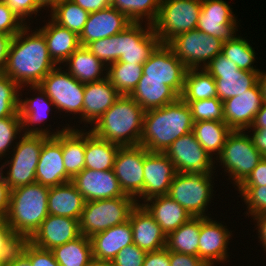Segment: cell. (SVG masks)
<instances>
[{
    "label": "cell",
    "mask_w": 266,
    "mask_h": 266,
    "mask_svg": "<svg viewBox=\"0 0 266 266\" xmlns=\"http://www.w3.org/2000/svg\"><path fill=\"white\" fill-rule=\"evenodd\" d=\"M29 29L27 24L12 38L3 71L20 88L39 85L57 66L49 56L44 35L38 29Z\"/></svg>",
    "instance_id": "1"
},
{
    "label": "cell",
    "mask_w": 266,
    "mask_h": 266,
    "mask_svg": "<svg viewBox=\"0 0 266 266\" xmlns=\"http://www.w3.org/2000/svg\"><path fill=\"white\" fill-rule=\"evenodd\" d=\"M190 107L180 97L163 107L145 111L140 145L151 152H165L180 136L193 130Z\"/></svg>",
    "instance_id": "2"
},
{
    "label": "cell",
    "mask_w": 266,
    "mask_h": 266,
    "mask_svg": "<svg viewBox=\"0 0 266 266\" xmlns=\"http://www.w3.org/2000/svg\"><path fill=\"white\" fill-rule=\"evenodd\" d=\"M144 114L145 110L133 98L121 95L90 131L120 146L140 145Z\"/></svg>",
    "instance_id": "3"
},
{
    "label": "cell",
    "mask_w": 266,
    "mask_h": 266,
    "mask_svg": "<svg viewBox=\"0 0 266 266\" xmlns=\"http://www.w3.org/2000/svg\"><path fill=\"white\" fill-rule=\"evenodd\" d=\"M48 192L37 182L11 190L6 220L21 240H29L49 215Z\"/></svg>",
    "instance_id": "4"
},
{
    "label": "cell",
    "mask_w": 266,
    "mask_h": 266,
    "mask_svg": "<svg viewBox=\"0 0 266 266\" xmlns=\"http://www.w3.org/2000/svg\"><path fill=\"white\" fill-rule=\"evenodd\" d=\"M136 206V199L129 195L85 201L79 219L80 233L90 238L110 227L125 223Z\"/></svg>",
    "instance_id": "5"
},
{
    "label": "cell",
    "mask_w": 266,
    "mask_h": 266,
    "mask_svg": "<svg viewBox=\"0 0 266 266\" xmlns=\"http://www.w3.org/2000/svg\"><path fill=\"white\" fill-rule=\"evenodd\" d=\"M42 134H22L21 139L11 148L13 154L5 161L0 172L7 166L9 170L4 177L11 190L36 182V169L44 141L48 138Z\"/></svg>",
    "instance_id": "6"
},
{
    "label": "cell",
    "mask_w": 266,
    "mask_h": 266,
    "mask_svg": "<svg viewBox=\"0 0 266 266\" xmlns=\"http://www.w3.org/2000/svg\"><path fill=\"white\" fill-rule=\"evenodd\" d=\"M202 0H161L156 21L152 24L162 44L177 35L197 29Z\"/></svg>",
    "instance_id": "7"
},
{
    "label": "cell",
    "mask_w": 266,
    "mask_h": 266,
    "mask_svg": "<svg viewBox=\"0 0 266 266\" xmlns=\"http://www.w3.org/2000/svg\"><path fill=\"white\" fill-rule=\"evenodd\" d=\"M246 133V134H245ZM219 158L225 172L237 188L248 178L252 170L264 158L254 147L247 132L233 130L227 137ZM220 160V161H219Z\"/></svg>",
    "instance_id": "8"
},
{
    "label": "cell",
    "mask_w": 266,
    "mask_h": 266,
    "mask_svg": "<svg viewBox=\"0 0 266 266\" xmlns=\"http://www.w3.org/2000/svg\"><path fill=\"white\" fill-rule=\"evenodd\" d=\"M213 172L178 173L171 182L168 195L184 207L192 217L206 216L209 202L213 197ZM207 208V209H206Z\"/></svg>",
    "instance_id": "9"
},
{
    "label": "cell",
    "mask_w": 266,
    "mask_h": 266,
    "mask_svg": "<svg viewBox=\"0 0 266 266\" xmlns=\"http://www.w3.org/2000/svg\"><path fill=\"white\" fill-rule=\"evenodd\" d=\"M168 45L188 69H201L222 53L223 41L193 29L177 35Z\"/></svg>",
    "instance_id": "10"
},
{
    "label": "cell",
    "mask_w": 266,
    "mask_h": 266,
    "mask_svg": "<svg viewBox=\"0 0 266 266\" xmlns=\"http://www.w3.org/2000/svg\"><path fill=\"white\" fill-rule=\"evenodd\" d=\"M60 67V68H59ZM63 67L56 66L41 81L39 86L54 103V109L82 115L85 84L78 81Z\"/></svg>",
    "instance_id": "11"
},
{
    "label": "cell",
    "mask_w": 266,
    "mask_h": 266,
    "mask_svg": "<svg viewBox=\"0 0 266 266\" xmlns=\"http://www.w3.org/2000/svg\"><path fill=\"white\" fill-rule=\"evenodd\" d=\"M141 24L142 22H132L123 31L115 34L116 62L144 64L161 43L152 24L145 22V28Z\"/></svg>",
    "instance_id": "12"
},
{
    "label": "cell",
    "mask_w": 266,
    "mask_h": 266,
    "mask_svg": "<svg viewBox=\"0 0 266 266\" xmlns=\"http://www.w3.org/2000/svg\"><path fill=\"white\" fill-rule=\"evenodd\" d=\"M148 150L142 145L120 146L114 161V173L125 195L144 202V157ZM137 196V197H136Z\"/></svg>",
    "instance_id": "13"
},
{
    "label": "cell",
    "mask_w": 266,
    "mask_h": 266,
    "mask_svg": "<svg viewBox=\"0 0 266 266\" xmlns=\"http://www.w3.org/2000/svg\"><path fill=\"white\" fill-rule=\"evenodd\" d=\"M204 69L215 79L217 98L222 102L252 88L258 82V73L239 69L223 53L212 59Z\"/></svg>",
    "instance_id": "14"
},
{
    "label": "cell",
    "mask_w": 266,
    "mask_h": 266,
    "mask_svg": "<svg viewBox=\"0 0 266 266\" xmlns=\"http://www.w3.org/2000/svg\"><path fill=\"white\" fill-rule=\"evenodd\" d=\"M187 70L172 48L168 44L160 43L143 64L141 79L162 80L181 96Z\"/></svg>",
    "instance_id": "15"
},
{
    "label": "cell",
    "mask_w": 266,
    "mask_h": 266,
    "mask_svg": "<svg viewBox=\"0 0 266 266\" xmlns=\"http://www.w3.org/2000/svg\"><path fill=\"white\" fill-rule=\"evenodd\" d=\"M164 153L178 173H215V160L196 140L193 132L180 136Z\"/></svg>",
    "instance_id": "16"
},
{
    "label": "cell",
    "mask_w": 266,
    "mask_h": 266,
    "mask_svg": "<svg viewBox=\"0 0 266 266\" xmlns=\"http://www.w3.org/2000/svg\"><path fill=\"white\" fill-rule=\"evenodd\" d=\"M238 21L232 8L224 0H202L197 29L223 42L233 38L238 31ZM237 30V31H236Z\"/></svg>",
    "instance_id": "17"
},
{
    "label": "cell",
    "mask_w": 266,
    "mask_h": 266,
    "mask_svg": "<svg viewBox=\"0 0 266 266\" xmlns=\"http://www.w3.org/2000/svg\"><path fill=\"white\" fill-rule=\"evenodd\" d=\"M66 173L63 152L62 133L49 136L43 143L36 169V182L47 187L71 181Z\"/></svg>",
    "instance_id": "18"
},
{
    "label": "cell",
    "mask_w": 266,
    "mask_h": 266,
    "mask_svg": "<svg viewBox=\"0 0 266 266\" xmlns=\"http://www.w3.org/2000/svg\"><path fill=\"white\" fill-rule=\"evenodd\" d=\"M263 103L261 90L257 82L241 95L223 101L224 122L232 130L248 131Z\"/></svg>",
    "instance_id": "19"
},
{
    "label": "cell",
    "mask_w": 266,
    "mask_h": 266,
    "mask_svg": "<svg viewBox=\"0 0 266 266\" xmlns=\"http://www.w3.org/2000/svg\"><path fill=\"white\" fill-rule=\"evenodd\" d=\"M71 182L85 201L125 196L113 169L96 171L84 168L71 179Z\"/></svg>",
    "instance_id": "20"
},
{
    "label": "cell",
    "mask_w": 266,
    "mask_h": 266,
    "mask_svg": "<svg viewBox=\"0 0 266 266\" xmlns=\"http://www.w3.org/2000/svg\"><path fill=\"white\" fill-rule=\"evenodd\" d=\"M211 217H201L198 257L208 266L225 262L228 258V245L232 232ZM216 262V263H215Z\"/></svg>",
    "instance_id": "21"
},
{
    "label": "cell",
    "mask_w": 266,
    "mask_h": 266,
    "mask_svg": "<svg viewBox=\"0 0 266 266\" xmlns=\"http://www.w3.org/2000/svg\"><path fill=\"white\" fill-rule=\"evenodd\" d=\"M26 87H29L30 91H36L35 94L38 92L39 96L37 95L30 99H21L22 97L19 98L18 113L20 119L22 120L23 134H42L47 136H56L60 133H63L66 129L69 128L70 125L68 124L67 127L65 126L61 130L56 129V132H51V130H48L49 128L45 129L44 127L43 129L42 127H35L36 124H42L44 120H47L51 110L50 108H53L54 103L50 100L45 91L39 85H26Z\"/></svg>",
    "instance_id": "22"
},
{
    "label": "cell",
    "mask_w": 266,
    "mask_h": 266,
    "mask_svg": "<svg viewBox=\"0 0 266 266\" xmlns=\"http://www.w3.org/2000/svg\"><path fill=\"white\" fill-rule=\"evenodd\" d=\"M177 171L164 152L148 151L144 157V201L168 195L170 185Z\"/></svg>",
    "instance_id": "23"
},
{
    "label": "cell",
    "mask_w": 266,
    "mask_h": 266,
    "mask_svg": "<svg viewBox=\"0 0 266 266\" xmlns=\"http://www.w3.org/2000/svg\"><path fill=\"white\" fill-rule=\"evenodd\" d=\"M80 235L78 219L49 214L29 241L39 248L52 250Z\"/></svg>",
    "instance_id": "24"
},
{
    "label": "cell",
    "mask_w": 266,
    "mask_h": 266,
    "mask_svg": "<svg viewBox=\"0 0 266 266\" xmlns=\"http://www.w3.org/2000/svg\"><path fill=\"white\" fill-rule=\"evenodd\" d=\"M132 21L113 7L89 13L83 31L79 35L80 46L111 37L123 31Z\"/></svg>",
    "instance_id": "25"
},
{
    "label": "cell",
    "mask_w": 266,
    "mask_h": 266,
    "mask_svg": "<svg viewBox=\"0 0 266 266\" xmlns=\"http://www.w3.org/2000/svg\"><path fill=\"white\" fill-rule=\"evenodd\" d=\"M129 222L133 231V243L137 247L146 252L165 248V233L142 204H137L132 210Z\"/></svg>",
    "instance_id": "26"
},
{
    "label": "cell",
    "mask_w": 266,
    "mask_h": 266,
    "mask_svg": "<svg viewBox=\"0 0 266 266\" xmlns=\"http://www.w3.org/2000/svg\"><path fill=\"white\" fill-rule=\"evenodd\" d=\"M120 96L107 77L99 81L85 83L80 122H86L90 126L94 125Z\"/></svg>",
    "instance_id": "27"
},
{
    "label": "cell",
    "mask_w": 266,
    "mask_h": 266,
    "mask_svg": "<svg viewBox=\"0 0 266 266\" xmlns=\"http://www.w3.org/2000/svg\"><path fill=\"white\" fill-rule=\"evenodd\" d=\"M92 256L99 260L113 261L118 252L133 244V231L128 221L115 225L90 237Z\"/></svg>",
    "instance_id": "28"
},
{
    "label": "cell",
    "mask_w": 266,
    "mask_h": 266,
    "mask_svg": "<svg viewBox=\"0 0 266 266\" xmlns=\"http://www.w3.org/2000/svg\"><path fill=\"white\" fill-rule=\"evenodd\" d=\"M141 204L154 217L166 236L192 218L187 210L169 195L154 196Z\"/></svg>",
    "instance_id": "29"
},
{
    "label": "cell",
    "mask_w": 266,
    "mask_h": 266,
    "mask_svg": "<svg viewBox=\"0 0 266 266\" xmlns=\"http://www.w3.org/2000/svg\"><path fill=\"white\" fill-rule=\"evenodd\" d=\"M45 37L48 53L56 65H62L70 55L80 46L79 36L60 26L52 19L38 29Z\"/></svg>",
    "instance_id": "30"
},
{
    "label": "cell",
    "mask_w": 266,
    "mask_h": 266,
    "mask_svg": "<svg viewBox=\"0 0 266 266\" xmlns=\"http://www.w3.org/2000/svg\"><path fill=\"white\" fill-rule=\"evenodd\" d=\"M85 200L74 184H64L49 187L48 213L50 215L80 219Z\"/></svg>",
    "instance_id": "31"
},
{
    "label": "cell",
    "mask_w": 266,
    "mask_h": 266,
    "mask_svg": "<svg viewBox=\"0 0 266 266\" xmlns=\"http://www.w3.org/2000/svg\"><path fill=\"white\" fill-rule=\"evenodd\" d=\"M65 62L64 67L68 66L66 71L81 83H91L107 77L108 67L85 46H79ZM103 71H106L105 76Z\"/></svg>",
    "instance_id": "32"
},
{
    "label": "cell",
    "mask_w": 266,
    "mask_h": 266,
    "mask_svg": "<svg viewBox=\"0 0 266 266\" xmlns=\"http://www.w3.org/2000/svg\"><path fill=\"white\" fill-rule=\"evenodd\" d=\"M145 111L175 102L180 96L162 80L140 79L129 95Z\"/></svg>",
    "instance_id": "33"
},
{
    "label": "cell",
    "mask_w": 266,
    "mask_h": 266,
    "mask_svg": "<svg viewBox=\"0 0 266 266\" xmlns=\"http://www.w3.org/2000/svg\"><path fill=\"white\" fill-rule=\"evenodd\" d=\"M75 128L70 126L62 133L64 165L71 178L85 168L86 131Z\"/></svg>",
    "instance_id": "34"
},
{
    "label": "cell",
    "mask_w": 266,
    "mask_h": 266,
    "mask_svg": "<svg viewBox=\"0 0 266 266\" xmlns=\"http://www.w3.org/2000/svg\"><path fill=\"white\" fill-rule=\"evenodd\" d=\"M120 145L111 143L86 131L85 168L105 171L113 169Z\"/></svg>",
    "instance_id": "35"
},
{
    "label": "cell",
    "mask_w": 266,
    "mask_h": 266,
    "mask_svg": "<svg viewBox=\"0 0 266 266\" xmlns=\"http://www.w3.org/2000/svg\"><path fill=\"white\" fill-rule=\"evenodd\" d=\"M233 130L224 121H198L193 123L192 132L196 140L213 158L221 154L228 135ZM216 152V153H215Z\"/></svg>",
    "instance_id": "36"
},
{
    "label": "cell",
    "mask_w": 266,
    "mask_h": 266,
    "mask_svg": "<svg viewBox=\"0 0 266 266\" xmlns=\"http://www.w3.org/2000/svg\"><path fill=\"white\" fill-rule=\"evenodd\" d=\"M201 217H192L178 229L166 236V248L169 251L190 254L198 257Z\"/></svg>",
    "instance_id": "37"
},
{
    "label": "cell",
    "mask_w": 266,
    "mask_h": 266,
    "mask_svg": "<svg viewBox=\"0 0 266 266\" xmlns=\"http://www.w3.org/2000/svg\"><path fill=\"white\" fill-rule=\"evenodd\" d=\"M180 98L185 102L217 98L215 79L204 68L188 69Z\"/></svg>",
    "instance_id": "38"
},
{
    "label": "cell",
    "mask_w": 266,
    "mask_h": 266,
    "mask_svg": "<svg viewBox=\"0 0 266 266\" xmlns=\"http://www.w3.org/2000/svg\"><path fill=\"white\" fill-rule=\"evenodd\" d=\"M51 251L59 266H87L93 258L90 238L82 234Z\"/></svg>",
    "instance_id": "39"
},
{
    "label": "cell",
    "mask_w": 266,
    "mask_h": 266,
    "mask_svg": "<svg viewBox=\"0 0 266 266\" xmlns=\"http://www.w3.org/2000/svg\"><path fill=\"white\" fill-rule=\"evenodd\" d=\"M143 74V64L115 62L108 66L107 78L120 95L129 96Z\"/></svg>",
    "instance_id": "40"
},
{
    "label": "cell",
    "mask_w": 266,
    "mask_h": 266,
    "mask_svg": "<svg viewBox=\"0 0 266 266\" xmlns=\"http://www.w3.org/2000/svg\"><path fill=\"white\" fill-rule=\"evenodd\" d=\"M161 0H111V7L125 14L132 22L153 24L158 16ZM142 20V21H141Z\"/></svg>",
    "instance_id": "41"
},
{
    "label": "cell",
    "mask_w": 266,
    "mask_h": 266,
    "mask_svg": "<svg viewBox=\"0 0 266 266\" xmlns=\"http://www.w3.org/2000/svg\"><path fill=\"white\" fill-rule=\"evenodd\" d=\"M50 11V17L54 22L75 32L78 36L83 31L89 15L72 0H63Z\"/></svg>",
    "instance_id": "42"
},
{
    "label": "cell",
    "mask_w": 266,
    "mask_h": 266,
    "mask_svg": "<svg viewBox=\"0 0 266 266\" xmlns=\"http://www.w3.org/2000/svg\"><path fill=\"white\" fill-rule=\"evenodd\" d=\"M223 55L230 59L239 69L251 72H259V69L254 68L255 63V50L252 48L247 39L240 36H234L223 42L222 45Z\"/></svg>",
    "instance_id": "43"
},
{
    "label": "cell",
    "mask_w": 266,
    "mask_h": 266,
    "mask_svg": "<svg viewBox=\"0 0 266 266\" xmlns=\"http://www.w3.org/2000/svg\"><path fill=\"white\" fill-rule=\"evenodd\" d=\"M20 88L9 76L0 74V118L20 117L19 92Z\"/></svg>",
    "instance_id": "44"
},
{
    "label": "cell",
    "mask_w": 266,
    "mask_h": 266,
    "mask_svg": "<svg viewBox=\"0 0 266 266\" xmlns=\"http://www.w3.org/2000/svg\"><path fill=\"white\" fill-rule=\"evenodd\" d=\"M193 122L198 121H224L223 102L218 98L190 101L188 103Z\"/></svg>",
    "instance_id": "45"
},
{
    "label": "cell",
    "mask_w": 266,
    "mask_h": 266,
    "mask_svg": "<svg viewBox=\"0 0 266 266\" xmlns=\"http://www.w3.org/2000/svg\"><path fill=\"white\" fill-rule=\"evenodd\" d=\"M239 194L247 205L248 216L266 213V185L264 186H239Z\"/></svg>",
    "instance_id": "46"
},
{
    "label": "cell",
    "mask_w": 266,
    "mask_h": 266,
    "mask_svg": "<svg viewBox=\"0 0 266 266\" xmlns=\"http://www.w3.org/2000/svg\"><path fill=\"white\" fill-rule=\"evenodd\" d=\"M22 131V120L20 117H5L0 118V159L3 160L2 157H6L4 155L8 154L9 149L15 146L16 144L14 140L17 139V135H19ZM11 146V147H10ZM6 153V154H5Z\"/></svg>",
    "instance_id": "47"
},
{
    "label": "cell",
    "mask_w": 266,
    "mask_h": 266,
    "mask_svg": "<svg viewBox=\"0 0 266 266\" xmlns=\"http://www.w3.org/2000/svg\"><path fill=\"white\" fill-rule=\"evenodd\" d=\"M20 241L6 218H0V266H5L10 256L18 249Z\"/></svg>",
    "instance_id": "48"
},
{
    "label": "cell",
    "mask_w": 266,
    "mask_h": 266,
    "mask_svg": "<svg viewBox=\"0 0 266 266\" xmlns=\"http://www.w3.org/2000/svg\"><path fill=\"white\" fill-rule=\"evenodd\" d=\"M18 248L29 258L31 266H59L51 250L39 248L29 240H21Z\"/></svg>",
    "instance_id": "49"
},
{
    "label": "cell",
    "mask_w": 266,
    "mask_h": 266,
    "mask_svg": "<svg viewBox=\"0 0 266 266\" xmlns=\"http://www.w3.org/2000/svg\"><path fill=\"white\" fill-rule=\"evenodd\" d=\"M107 67L116 62L115 35L103 39L94 40L85 46Z\"/></svg>",
    "instance_id": "50"
},
{
    "label": "cell",
    "mask_w": 266,
    "mask_h": 266,
    "mask_svg": "<svg viewBox=\"0 0 266 266\" xmlns=\"http://www.w3.org/2000/svg\"><path fill=\"white\" fill-rule=\"evenodd\" d=\"M26 24L15 15V13L0 0V33L15 36Z\"/></svg>",
    "instance_id": "51"
},
{
    "label": "cell",
    "mask_w": 266,
    "mask_h": 266,
    "mask_svg": "<svg viewBox=\"0 0 266 266\" xmlns=\"http://www.w3.org/2000/svg\"><path fill=\"white\" fill-rule=\"evenodd\" d=\"M146 253L133 243L120 250L112 263L114 266H143Z\"/></svg>",
    "instance_id": "52"
},
{
    "label": "cell",
    "mask_w": 266,
    "mask_h": 266,
    "mask_svg": "<svg viewBox=\"0 0 266 266\" xmlns=\"http://www.w3.org/2000/svg\"><path fill=\"white\" fill-rule=\"evenodd\" d=\"M7 6L19 17L25 24L27 18H33L32 15L41 11V7L36 0H3Z\"/></svg>",
    "instance_id": "53"
},
{
    "label": "cell",
    "mask_w": 266,
    "mask_h": 266,
    "mask_svg": "<svg viewBox=\"0 0 266 266\" xmlns=\"http://www.w3.org/2000/svg\"><path fill=\"white\" fill-rule=\"evenodd\" d=\"M266 185V157H264L252 170L248 178L240 186Z\"/></svg>",
    "instance_id": "54"
},
{
    "label": "cell",
    "mask_w": 266,
    "mask_h": 266,
    "mask_svg": "<svg viewBox=\"0 0 266 266\" xmlns=\"http://www.w3.org/2000/svg\"><path fill=\"white\" fill-rule=\"evenodd\" d=\"M143 266H170V251L165 247L147 252Z\"/></svg>",
    "instance_id": "55"
},
{
    "label": "cell",
    "mask_w": 266,
    "mask_h": 266,
    "mask_svg": "<svg viewBox=\"0 0 266 266\" xmlns=\"http://www.w3.org/2000/svg\"><path fill=\"white\" fill-rule=\"evenodd\" d=\"M170 266H208L199 257L170 251Z\"/></svg>",
    "instance_id": "56"
},
{
    "label": "cell",
    "mask_w": 266,
    "mask_h": 266,
    "mask_svg": "<svg viewBox=\"0 0 266 266\" xmlns=\"http://www.w3.org/2000/svg\"><path fill=\"white\" fill-rule=\"evenodd\" d=\"M3 172H0V218H6L8 209H9V202H10V192L11 189L5 182L3 177Z\"/></svg>",
    "instance_id": "57"
},
{
    "label": "cell",
    "mask_w": 266,
    "mask_h": 266,
    "mask_svg": "<svg viewBox=\"0 0 266 266\" xmlns=\"http://www.w3.org/2000/svg\"><path fill=\"white\" fill-rule=\"evenodd\" d=\"M88 13L97 12L111 6V0H72Z\"/></svg>",
    "instance_id": "58"
},
{
    "label": "cell",
    "mask_w": 266,
    "mask_h": 266,
    "mask_svg": "<svg viewBox=\"0 0 266 266\" xmlns=\"http://www.w3.org/2000/svg\"><path fill=\"white\" fill-rule=\"evenodd\" d=\"M250 129L253 132L250 134V138L254 147L263 157H266V129Z\"/></svg>",
    "instance_id": "59"
},
{
    "label": "cell",
    "mask_w": 266,
    "mask_h": 266,
    "mask_svg": "<svg viewBox=\"0 0 266 266\" xmlns=\"http://www.w3.org/2000/svg\"><path fill=\"white\" fill-rule=\"evenodd\" d=\"M13 36L0 33V74L3 73Z\"/></svg>",
    "instance_id": "60"
},
{
    "label": "cell",
    "mask_w": 266,
    "mask_h": 266,
    "mask_svg": "<svg viewBox=\"0 0 266 266\" xmlns=\"http://www.w3.org/2000/svg\"><path fill=\"white\" fill-rule=\"evenodd\" d=\"M252 217L253 220L257 223L256 230L258 231V238L260 239L259 241L262 243V246L266 251V213H261Z\"/></svg>",
    "instance_id": "61"
},
{
    "label": "cell",
    "mask_w": 266,
    "mask_h": 266,
    "mask_svg": "<svg viewBox=\"0 0 266 266\" xmlns=\"http://www.w3.org/2000/svg\"><path fill=\"white\" fill-rule=\"evenodd\" d=\"M5 266H31L29 258L18 248Z\"/></svg>",
    "instance_id": "62"
},
{
    "label": "cell",
    "mask_w": 266,
    "mask_h": 266,
    "mask_svg": "<svg viewBox=\"0 0 266 266\" xmlns=\"http://www.w3.org/2000/svg\"><path fill=\"white\" fill-rule=\"evenodd\" d=\"M249 128L266 129V102L263 103L260 110L257 112L253 124Z\"/></svg>",
    "instance_id": "63"
},
{
    "label": "cell",
    "mask_w": 266,
    "mask_h": 266,
    "mask_svg": "<svg viewBox=\"0 0 266 266\" xmlns=\"http://www.w3.org/2000/svg\"><path fill=\"white\" fill-rule=\"evenodd\" d=\"M258 84L261 90L263 102H266V72L265 71H259Z\"/></svg>",
    "instance_id": "64"
},
{
    "label": "cell",
    "mask_w": 266,
    "mask_h": 266,
    "mask_svg": "<svg viewBox=\"0 0 266 266\" xmlns=\"http://www.w3.org/2000/svg\"><path fill=\"white\" fill-rule=\"evenodd\" d=\"M38 5L43 9V8H50L51 10L61 3L63 0H36Z\"/></svg>",
    "instance_id": "65"
},
{
    "label": "cell",
    "mask_w": 266,
    "mask_h": 266,
    "mask_svg": "<svg viewBox=\"0 0 266 266\" xmlns=\"http://www.w3.org/2000/svg\"><path fill=\"white\" fill-rule=\"evenodd\" d=\"M87 266H114L112 261L99 260L92 258Z\"/></svg>",
    "instance_id": "66"
}]
</instances>
